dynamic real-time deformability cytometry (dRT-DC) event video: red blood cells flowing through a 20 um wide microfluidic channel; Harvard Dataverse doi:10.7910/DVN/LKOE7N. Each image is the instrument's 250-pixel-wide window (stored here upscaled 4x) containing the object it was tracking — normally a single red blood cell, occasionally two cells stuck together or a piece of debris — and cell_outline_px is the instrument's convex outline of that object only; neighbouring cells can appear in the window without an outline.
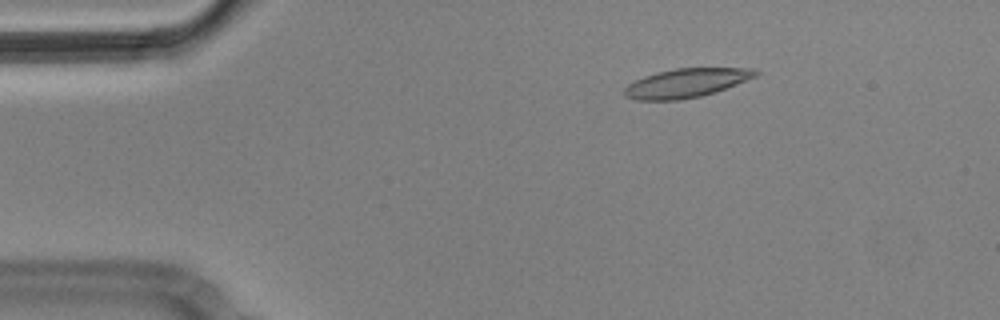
{"species": "Egyptian fruit bat (a non-hibernating species)", "species_latin": "Rousettus aegyptiacus", "temperature_condition": "cold", "stored_images_in_passage": 4, "camera_frame_rate_fps": 3000, "um_per_image_px": 0.085, "animal": {"sex": "male"}, "frame": {"image": 1, "passage_image": 2, "time_ms": 0.333, "image_size_px": [1000, 320], "cell_outline_px": [[760, 72], [756, 76], [716, 92], [700, 96], [680, 100], [636, 100], [624, 96], [624, 88], [628, 84], [644, 76], [656, 72], [676, 68], [756, 68]], "centroid_in_image_um": [58.32, 7.05], "position_along_channel_um": 26.7, "area_um2": 22.14}}